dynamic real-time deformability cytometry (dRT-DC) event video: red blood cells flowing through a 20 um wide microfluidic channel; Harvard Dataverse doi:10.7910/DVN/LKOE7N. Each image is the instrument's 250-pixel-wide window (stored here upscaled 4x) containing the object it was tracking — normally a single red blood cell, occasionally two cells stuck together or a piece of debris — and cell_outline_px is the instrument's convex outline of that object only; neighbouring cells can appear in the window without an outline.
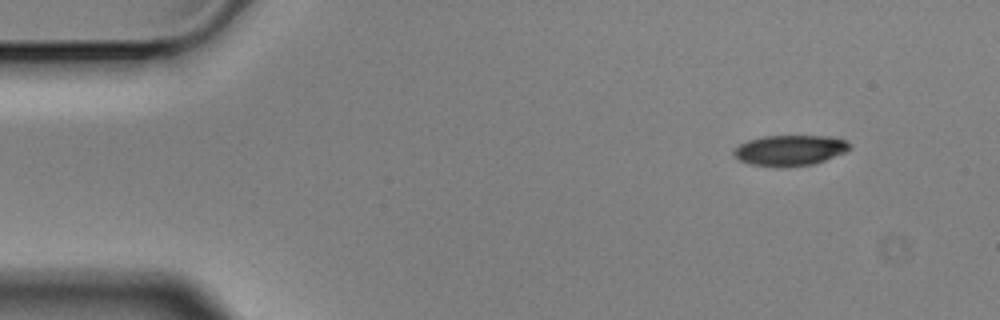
{"species": "Egyptian fruit bat (a non-hibernating species)", "species_latin": "Rousettus aegyptiacus", "temperature_condition": "cold", "stored_images_in_passage": 5, "camera_frame_rate_fps": 3000, "um_per_image_px": 0.085, "animal": {"sex": "male"}, "frame": {"image": 1, "passage_image": 1, "time_ms": 0.0, "image_size_px": [1000, 320], "cell_outline_px": [[852, 148], [844, 152], [824, 160], [812, 164], [780, 168], [748, 164], [740, 160], [732, 152], [740, 144], [748, 140], [764, 136], [828, 136], [844, 140]], "centroid_in_image_um": [67.1, 12.79], "position_along_channel_um": 17.9, "area_um2": 20.52}}
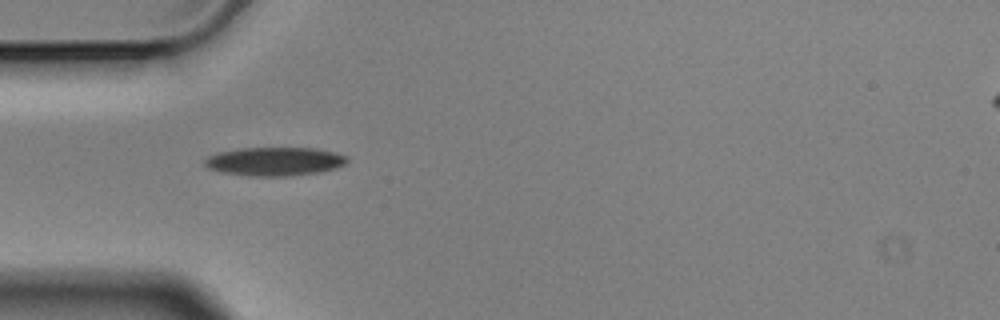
{"frame": {"image": 2, "passage_image": 4, "time_ms": 1.0, "image_size_px": [1000, 320], "cell_outline_px": [[348, 164], [336, 168], [316, 172], [284, 176], [252, 176], [224, 172], [208, 168], [204, 164], [204, 160], [208, 156], [216, 152], [240, 148], [316, 148], [348, 156]], "centroid_in_image_um": [23.35, 13.71], "position_along_channel_um": 61.7, "area_um2": 23.64}}
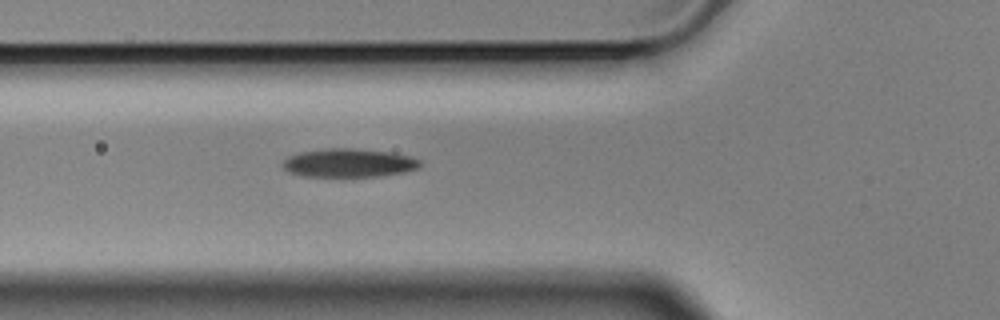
{"frame": {"image": 3, "passage_image": 5, "time_ms": 1.333, "image_size_px": [1000, 320], "cell_outline_px": [[420, 168], [404, 172], [380, 176], [304, 176], [288, 172], [280, 164], [288, 156], [300, 152], [328, 148], [352, 148], [392, 152], [412, 156], [420, 160]], "centroid_in_image_um": [29.66, 13.84], "position_along_channel_um": 96.1, "area_um2": 22.95}}